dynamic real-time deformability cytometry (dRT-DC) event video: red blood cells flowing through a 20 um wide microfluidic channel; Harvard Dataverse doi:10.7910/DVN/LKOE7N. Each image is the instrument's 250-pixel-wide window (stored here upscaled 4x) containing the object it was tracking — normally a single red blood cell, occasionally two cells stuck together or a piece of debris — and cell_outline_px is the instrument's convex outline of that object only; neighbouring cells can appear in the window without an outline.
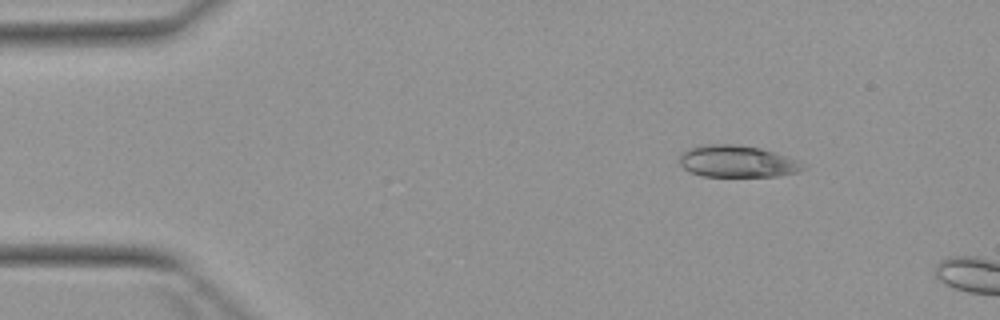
{"species": "Egyptian fruit bat (a non-hibernating species)", "species_latin": "Rousettus aegyptiacus", "temperature_condition": "warm", "stored_images_in_passage": 3, "camera_frame_rate_fps": 3000, "um_per_image_px": 0.085, "animal": {"sex": "female"}, "frame": {"image": 1, "passage_image": 2, "time_ms": 1.0, "image_size_px": [1000, 320], "cell_outline_px": [[804, 168], [800, 172], [776, 176], [704, 176], [692, 172], [684, 168], [680, 164], [680, 152], [688, 148], [704, 144], [736, 144], [760, 148], [776, 152], [788, 156], [796, 160]], "centroid_in_image_um": [62.63, 13.7], "position_along_channel_um": 22.4, "area_um2": 22.89}}